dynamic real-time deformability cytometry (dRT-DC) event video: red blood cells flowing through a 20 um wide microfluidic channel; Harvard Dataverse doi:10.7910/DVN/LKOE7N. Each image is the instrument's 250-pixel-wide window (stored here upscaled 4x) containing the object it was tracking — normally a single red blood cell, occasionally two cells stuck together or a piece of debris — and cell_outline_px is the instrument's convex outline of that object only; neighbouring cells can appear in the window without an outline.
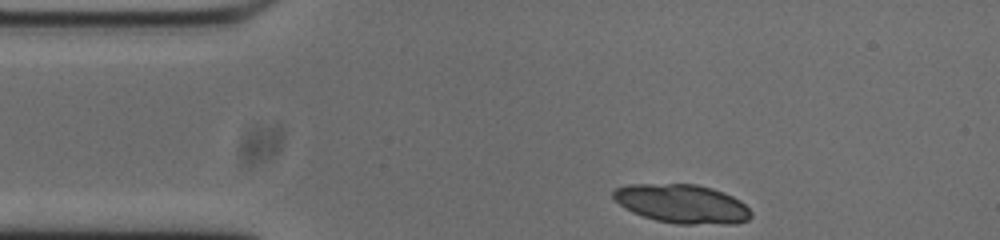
{"species": "common noctule bat (a hibernating species)", "species_latin": "Nyctalus noctula", "temperature_condition": "cold", "stored_images_in_passage": 46, "camera_frame_rate_fps": 3000, "um_per_image_px": 0.085, "animal": {"sex": "male", "body_mass_g": 20.0, "forearm_length_mm": 53.3}, "frame": {"image": 1, "passage_image": 1, "time_ms": 0.0, "image_size_px": [1000, 240], "cell_outline_px": [[752, 216], [748, 220], [736, 224], [676, 224], [656, 220], [632, 212], [624, 208], [612, 196], [612, 192], [616, 188], [628, 184], [696, 184], [712, 188], [724, 192], [740, 200], [752, 212]], "centroid_in_image_um": [58.0, 17.33], "position_along_channel_um": 27.0, "area_um2": 31.33}}